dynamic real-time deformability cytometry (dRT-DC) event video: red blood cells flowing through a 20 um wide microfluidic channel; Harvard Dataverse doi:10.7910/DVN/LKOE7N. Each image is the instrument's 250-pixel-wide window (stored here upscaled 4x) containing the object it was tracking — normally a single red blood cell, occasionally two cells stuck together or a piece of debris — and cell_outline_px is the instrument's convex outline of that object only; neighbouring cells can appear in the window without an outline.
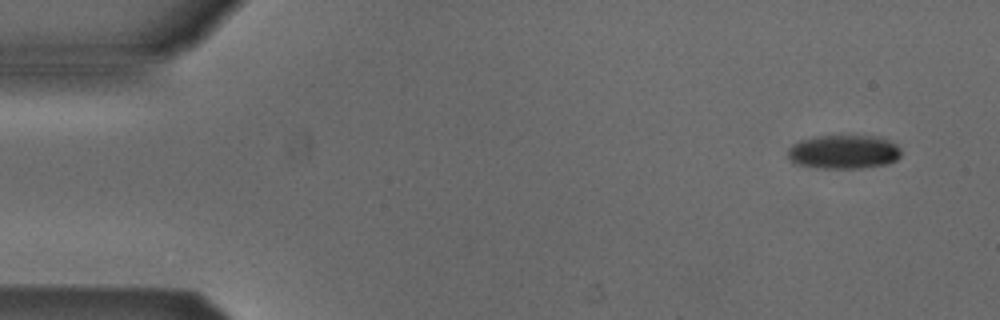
{"species": "Egyptian fruit bat (a non-hibernating species)", "species_latin": "Rousettus aegyptiacus", "temperature_condition": "cold", "stored_images_in_passage": 4, "camera_frame_rate_fps": 3000, "um_per_image_px": 0.085, "animal": {"sex": "male"}, "frame": {"image": 1, "passage_image": 1, "time_ms": 0.0, "image_size_px": [1000, 320], "cell_outline_px": [[900, 156], [896, 160], [884, 164], [860, 168], [816, 168], [792, 164], [788, 156], [788, 148], [792, 144], [800, 140], [816, 136], [872, 136], [896, 144], [900, 148]], "centroid_in_image_um": [71.63, 12.92], "position_along_channel_um": 13.4, "area_um2": 22.31}}
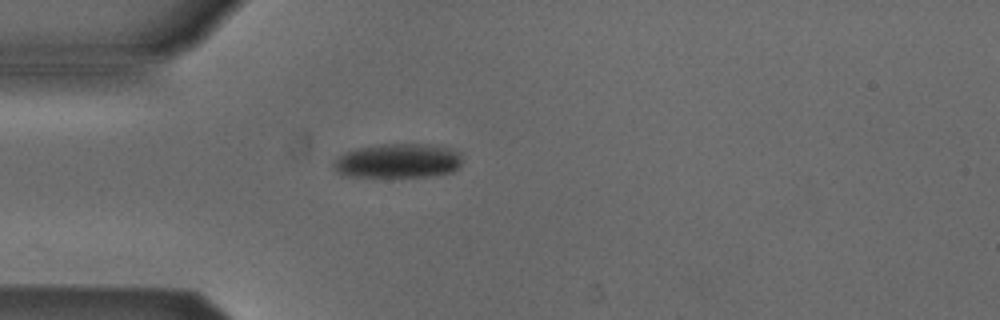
{"frame": {"image": 2, "passage_image": 4, "time_ms": 1.0, "image_size_px": [1000, 320], "cell_outline_px": [[460, 164], [452, 172], [432, 176], [348, 176], [336, 172], [332, 164], [340, 156], [348, 152], [360, 148], [384, 144], [416, 144], [448, 148], [460, 152]], "centroid_in_image_um": [33.83, 13.68], "position_along_channel_um": 51.2, "area_um2": 25.09}}